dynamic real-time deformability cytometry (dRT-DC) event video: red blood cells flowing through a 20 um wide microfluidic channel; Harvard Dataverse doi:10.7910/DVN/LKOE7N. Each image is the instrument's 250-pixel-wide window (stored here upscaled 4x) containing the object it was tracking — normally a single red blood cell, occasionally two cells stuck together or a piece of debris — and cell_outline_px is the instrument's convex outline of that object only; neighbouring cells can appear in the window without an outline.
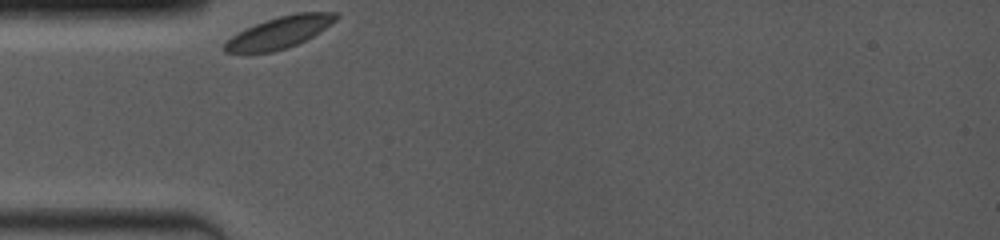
{"species": "common noctule bat (a hibernating species)", "species_latin": "Nyctalus noctula", "temperature_condition": "room temperature", "stored_images_in_passage": 5, "camera_frame_rate_fps": 4000, "um_per_image_px": 0.085, "animal": {"sex": "female", "body_mass_g": 19.0, "forearm_length_mm": 53.3}, "frame": {"image": 1, "passage_image": 1, "time_ms": 0.0, "image_size_px": [1000, 240], "cell_outline_px": [[340, 16], [336, 20], [320, 32], [288, 48], [272, 52], [224, 52], [224, 44], [232, 36], [256, 24], [280, 16], [296, 12], [340, 12]], "centroid_in_image_um": [23.83, 2.74], "position_along_channel_um": 61.2, "area_um2": 20.17}}
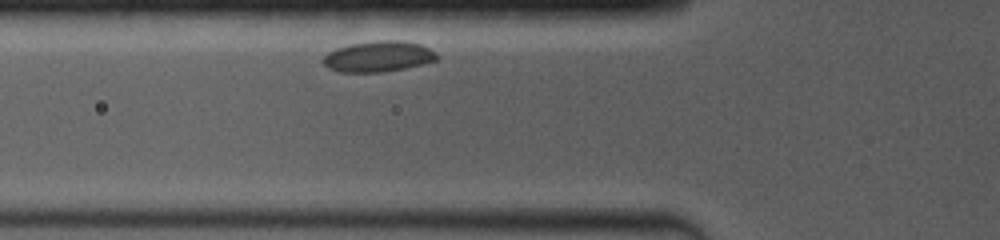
{"frame": {"image": 2, "passage_image": 2, "time_ms": 1.0, "image_size_px": [1000, 240], "cell_outline_px": [[440, 56], [436, 60], [404, 68], [384, 72], [340, 72], [328, 68], [320, 60], [328, 52], [336, 48], [352, 44], [380, 40], [404, 40], [420, 44], [436, 52]], "centroid_in_image_um": [32.15, 4.8], "position_along_channel_um": 93.7, "area_um2": 20.4}}
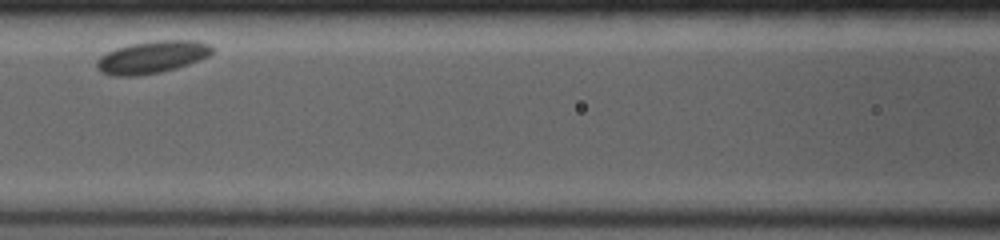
{"frame": {"image": 3, "passage_image": 4, "time_ms": 2.75, "image_size_px": [1000, 240], "cell_outline_px": [[212, 52], [208, 56], [188, 64], [176, 68], [160, 72], [136, 76], [112, 76], [100, 72], [96, 68], [96, 60], [100, 56], [116, 48], [132, 44], [152, 40], [196, 40], [208, 44], [212, 48]], "centroid_in_image_um": [12.88, 4.86], "position_along_channel_um": 153.7, "area_um2": 21.73}}